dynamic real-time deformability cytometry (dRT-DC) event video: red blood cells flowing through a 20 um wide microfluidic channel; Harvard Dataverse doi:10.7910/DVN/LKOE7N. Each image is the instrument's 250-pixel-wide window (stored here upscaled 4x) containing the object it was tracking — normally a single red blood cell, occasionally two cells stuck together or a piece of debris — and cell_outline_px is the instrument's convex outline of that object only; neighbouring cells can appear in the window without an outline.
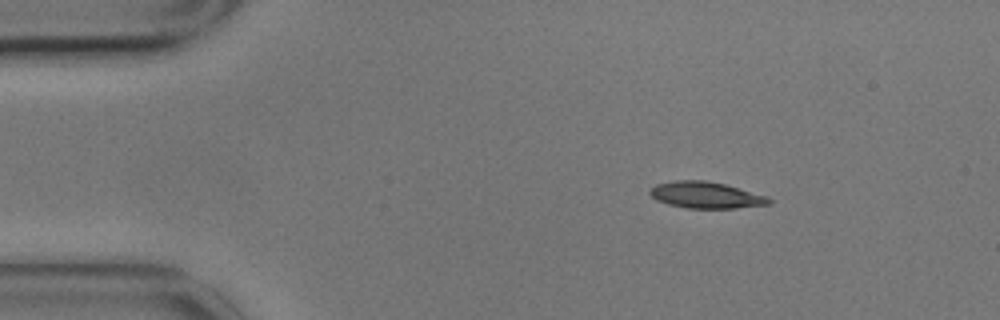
{"species": "common noctule bat (a hibernating species)", "species_latin": "Nyctalus noctula", "temperature_condition": "cold", "stored_images_in_passage": 3, "camera_frame_rate_fps": 3000, "um_per_image_px": 0.085, "animal": {"sex": "male", "body_mass_g": 17.9}, "frame": {"image": 1, "passage_image": 1, "time_ms": 0.0, "image_size_px": [1000, 320], "cell_outline_px": [[772, 200], [768, 204], [736, 208], [688, 208], [668, 204], [656, 200], [648, 192], [656, 184], [676, 180], [704, 180], [724, 184], [768, 196]], "centroid_in_image_um": [59.99, 16.58], "position_along_channel_um": 25.0, "area_um2": 18.21}}